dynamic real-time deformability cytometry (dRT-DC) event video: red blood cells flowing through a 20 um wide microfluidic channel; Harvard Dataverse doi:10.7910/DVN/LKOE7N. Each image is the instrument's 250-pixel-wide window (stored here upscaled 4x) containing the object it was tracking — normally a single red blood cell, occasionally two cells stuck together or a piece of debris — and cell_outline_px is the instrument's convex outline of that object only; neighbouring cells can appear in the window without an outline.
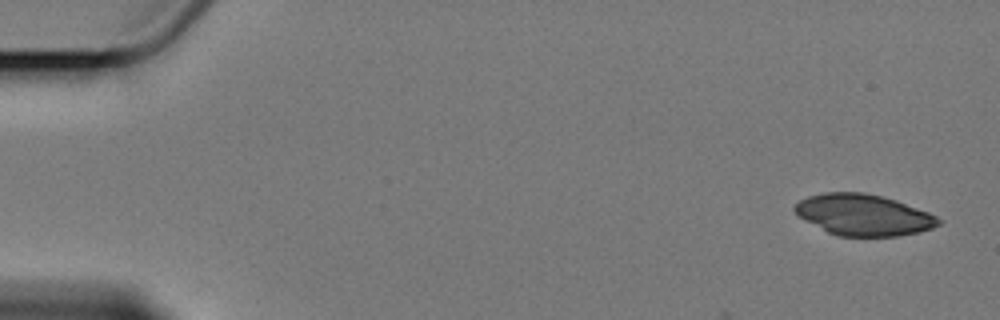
{"species": "Egyptian fruit bat (a non-hibernating species)", "species_latin": "Rousettus aegyptiacus", "temperature_condition": "cold", "stored_images_in_passage": 5, "camera_frame_rate_fps": 3000, "um_per_image_px": 0.085, "animal": {"sex": "female"}, "frame": {"image": 1, "passage_image": 1, "time_ms": 0.0, "image_size_px": [1000, 320], "cell_outline_px": [[944, 220], [940, 224], [932, 228], [900, 236], [836, 236], [828, 232], [800, 216], [792, 208], [800, 200], [808, 196], [824, 192], [864, 192], [896, 200], [928, 212]], "centroid_in_image_um": [73.42, 18.26], "position_along_channel_um": 11.6, "area_um2": 34.28}}